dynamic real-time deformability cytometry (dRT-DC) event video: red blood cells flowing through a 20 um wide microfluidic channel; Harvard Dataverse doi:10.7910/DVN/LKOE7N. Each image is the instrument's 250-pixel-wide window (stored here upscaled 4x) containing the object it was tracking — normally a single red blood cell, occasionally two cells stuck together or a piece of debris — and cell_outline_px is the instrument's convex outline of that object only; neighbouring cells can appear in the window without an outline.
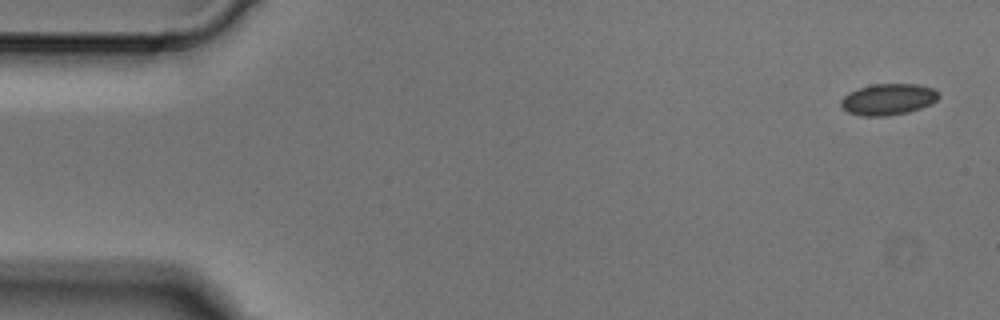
{"species": "Egyptian fruit bat (a non-hibernating species)", "species_latin": "Rousettus aegyptiacus", "temperature_condition": "cold", "stored_images_in_passage": 5, "camera_frame_rate_fps": 3000, "um_per_image_px": 0.085, "animal": {"sex": "male"}, "frame": {"image": 1, "passage_image": 1, "time_ms": 0.0, "image_size_px": [1000, 320], "cell_outline_px": [[940, 96], [932, 104], [908, 112], [888, 116], [864, 116], [848, 112], [840, 104], [840, 100], [848, 92], [872, 84], [916, 84], [932, 88]], "centroid_in_image_um": [75.48, 8.44], "position_along_channel_um": 9.5, "area_um2": 17.74}}
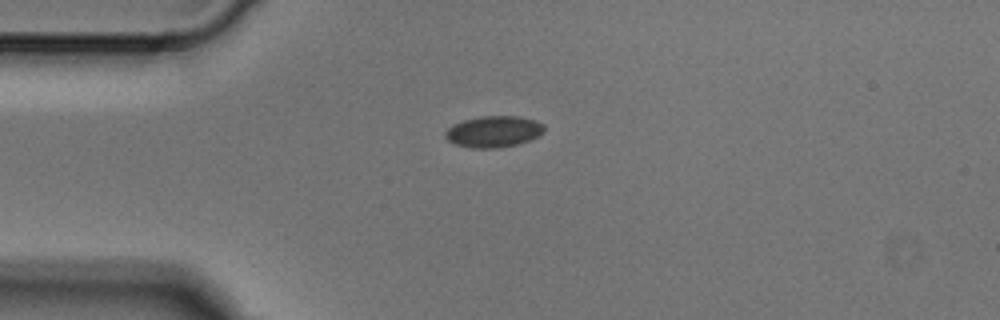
{"frame": {"image": 2, "passage_image": 4, "time_ms": 1.0, "image_size_px": [1000, 320], "cell_outline_px": [[544, 132], [540, 136], [516, 144], [500, 148], [472, 148], [456, 144], [448, 140], [444, 136], [444, 132], [452, 124], [464, 120], [480, 116], [520, 116], [536, 120], [544, 124]], "centroid_in_image_um": [41.97, 11.18], "position_along_channel_um": 43.0, "area_um2": 18.21}}
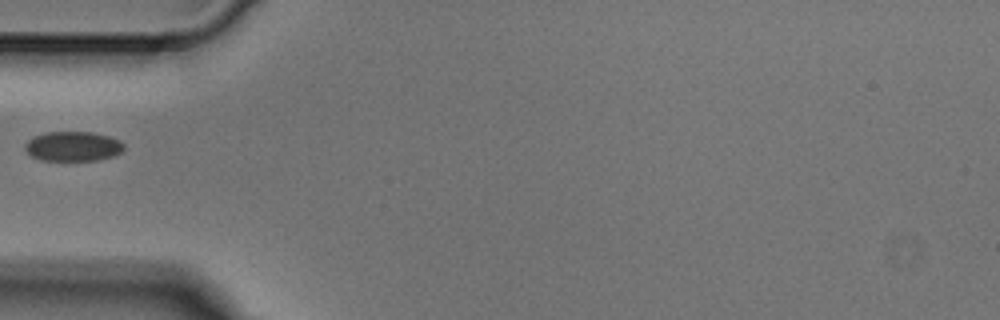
{"frame": {"image": 3, "passage_image": 5, "time_ms": 1.333, "image_size_px": [1000, 320], "cell_outline_px": [[124, 148], [120, 152], [112, 156], [96, 160], [40, 160], [32, 156], [24, 148], [24, 144], [32, 136], [44, 132], [92, 132], [108, 136], [120, 140], [124, 144]], "centroid_in_image_um": [6.17, 12.42], "position_along_channel_um": 78.8, "area_um2": 17.11}}